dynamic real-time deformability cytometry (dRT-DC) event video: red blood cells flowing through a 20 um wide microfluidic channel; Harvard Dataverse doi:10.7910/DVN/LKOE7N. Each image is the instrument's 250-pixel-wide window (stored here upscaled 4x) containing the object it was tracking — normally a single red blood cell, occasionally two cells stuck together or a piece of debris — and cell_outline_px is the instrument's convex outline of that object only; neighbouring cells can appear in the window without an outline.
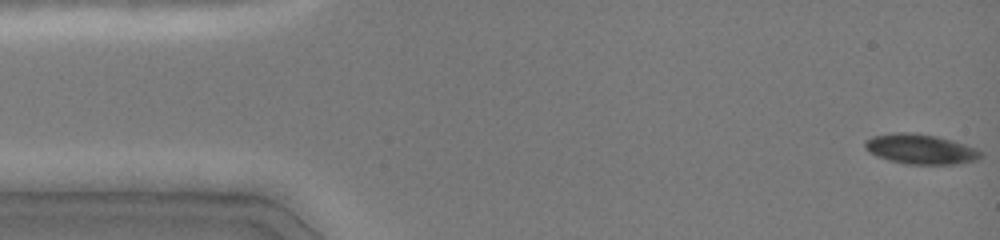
{"species": "common noctule bat (a hibernating species)", "species_latin": "Nyctalus noctula", "temperature_condition": "cold", "stored_images_in_passage": 37, "camera_frame_rate_fps": 3000, "um_per_image_px": 0.085, "animal": {"sex": "female", "body_mass_g": 19.0, "forearm_length_mm": 51.5}, "frame": {"image": 1, "passage_image": 1, "time_ms": 0.0, "image_size_px": [1000, 240], "cell_outline_px": [[984, 156], [976, 160], [956, 164], [904, 164], [888, 160], [876, 156], [868, 152], [864, 148], [864, 140], [872, 136], [896, 132], [916, 132], [936, 136], [952, 140], [976, 148], [984, 152]], "centroid_in_image_um": [78.23, 12.67], "position_along_channel_um": 6.8, "area_um2": 20.58}}
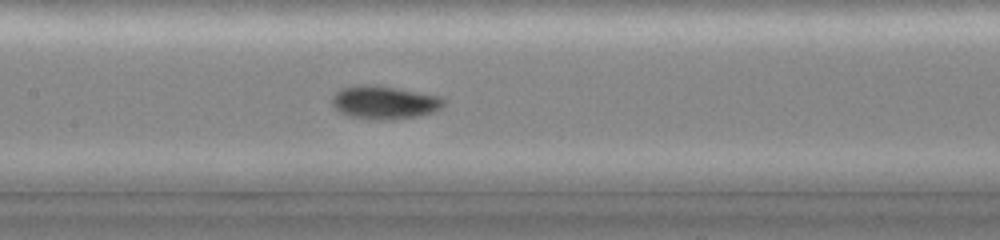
{"frame": {"image": 2, "passage_image": 22, "time_ms": 7.0, "image_size_px": [1000, 240], "cell_outline_px": [[444, 104], [440, 108], [432, 112], [416, 116], [392, 120], [380, 120], [348, 116], [340, 112], [332, 104], [332, 96], [340, 88], [360, 84], [376, 84], [440, 96], [444, 100]], "centroid_in_image_um": [32.64, 8.69], "position_along_channel_um": 174.8, "area_um2": 21.68}}
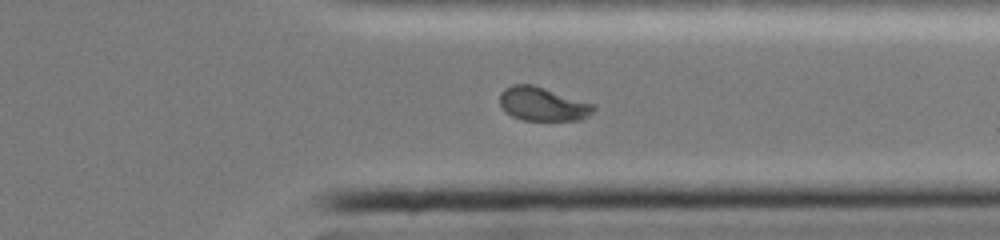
{"frame": {"image": 3, "passage_image": 36, "time_ms": 11.667, "image_size_px": [1000, 240], "cell_outline_px": [[596, 108], [588, 116], [580, 120], [524, 120], [512, 116], [500, 104], [500, 92], [504, 88], [512, 84], [532, 84], [596, 104]], "centroid_in_image_um": [46.15, 8.83], "position_along_channel_um": 365.2, "area_um2": 18.44}}